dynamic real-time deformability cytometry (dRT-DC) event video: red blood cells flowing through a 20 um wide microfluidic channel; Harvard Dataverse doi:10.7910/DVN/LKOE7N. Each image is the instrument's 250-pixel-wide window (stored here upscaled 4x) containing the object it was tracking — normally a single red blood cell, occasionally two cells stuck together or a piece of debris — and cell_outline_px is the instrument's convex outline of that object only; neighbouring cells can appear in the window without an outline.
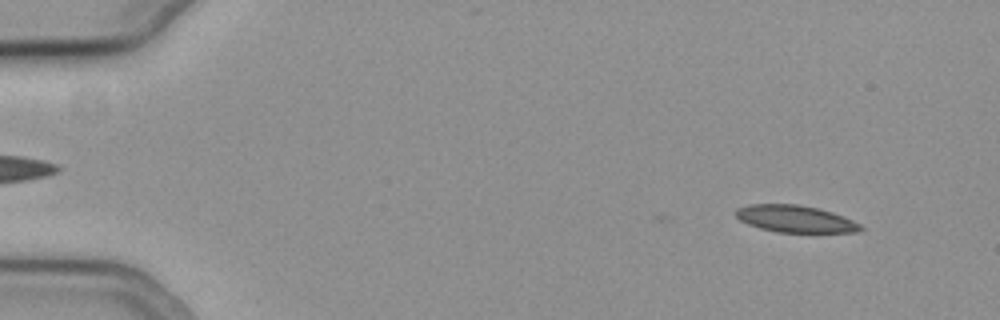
{"species": "common noctule bat (a hibernating species)", "species_latin": "Nyctalus noctula", "temperature_condition": "cold", "stored_images_in_passage": 18, "camera_frame_rate_fps": 3000, "um_per_image_px": 0.085, "animal": {"sex": "female", "body_mass_g": 19.3, "forearm_length_mm": 54.1}, "frame": {"image": 1, "passage_image": 1, "time_ms": 0.0, "image_size_px": [1000, 320], "cell_outline_px": [[864, 228], [860, 232], [776, 232], [760, 228], [748, 224], [740, 220], [736, 216], [736, 208], [748, 204], [796, 204], [816, 208], [832, 212], [844, 216], [860, 224]], "centroid_in_image_um": [67.59, 18.6], "position_along_channel_um": 17.4, "area_um2": 19.59}}
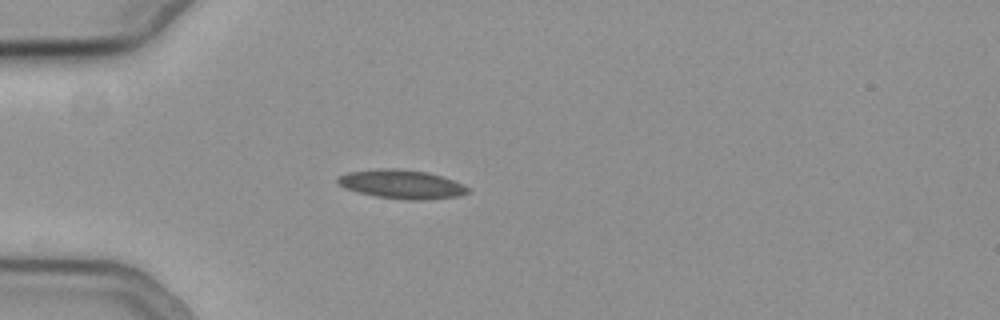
{"frame": {"image": 2, "passage_image": 12, "time_ms": 3.667, "image_size_px": [1000, 320], "cell_outline_px": [[472, 192], [460, 196], [424, 200], [408, 200], [376, 196], [356, 192], [344, 188], [336, 184], [336, 176], [348, 172], [376, 168], [396, 168], [428, 172], [464, 184], [472, 188]], "centroid_in_image_um": [34.13, 15.66], "position_along_channel_um": 50.9, "area_um2": 22.37}}
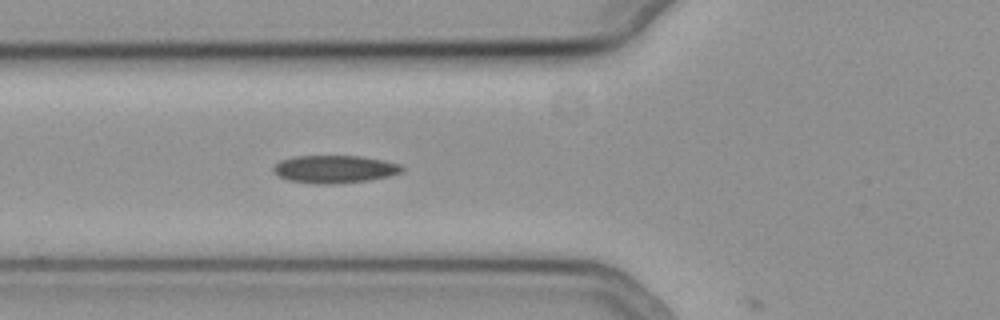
{"frame": {"image": 3, "passage_image": 17, "time_ms": 5.333, "image_size_px": [1000, 320], "cell_outline_px": [[404, 172], [388, 176], [368, 180], [336, 184], [312, 184], [288, 180], [276, 176], [272, 172], [272, 168], [280, 160], [296, 156], [360, 156], [384, 160], [400, 164], [404, 168]], "centroid_in_image_um": [28.41, 14.38], "position_along_channel_um": 97.4, "area_um2": 21.04}}